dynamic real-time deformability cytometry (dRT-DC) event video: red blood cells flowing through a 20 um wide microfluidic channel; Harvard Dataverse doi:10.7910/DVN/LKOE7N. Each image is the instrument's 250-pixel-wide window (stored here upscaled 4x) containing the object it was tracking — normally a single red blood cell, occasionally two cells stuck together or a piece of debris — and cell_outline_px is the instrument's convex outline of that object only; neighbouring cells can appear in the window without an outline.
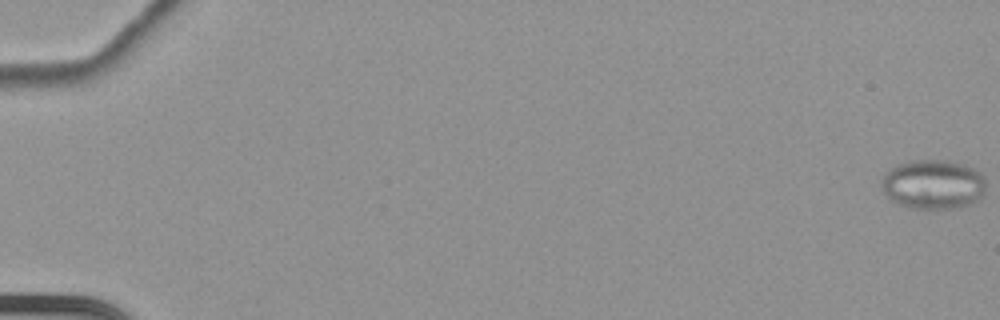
{"species": "common noctule bat (a hibernating species)", "species_latin": "Nyctalus noctula", "temperature_condition": "cold", "stored_images_in_passage": 66, "camera_frame_rate_fps": 3000, "um_per_image_px": 0.085, "animal": {"sex": "female", "body_mass_g": 22.7, "forearm_length_mm": 54.2}, "frame": {"image": 1, "passage_image": 1, "time_ms": 0.0, "image_size_px": [1000, 320], "cell_outline_px": [[984, 192], [980, 200], [956, 208], [908, 208], [892, 200], [884, 192], [880, 184], [880, 180], [884, 172], [896, 164], [912, 160], [948, 160], [964, 164], [980, 172], [984, 176]], "centroid_in_image_um": [79.29, 15.65], "position_along_channel_um": 5.7, "area_um2": 30.35}}
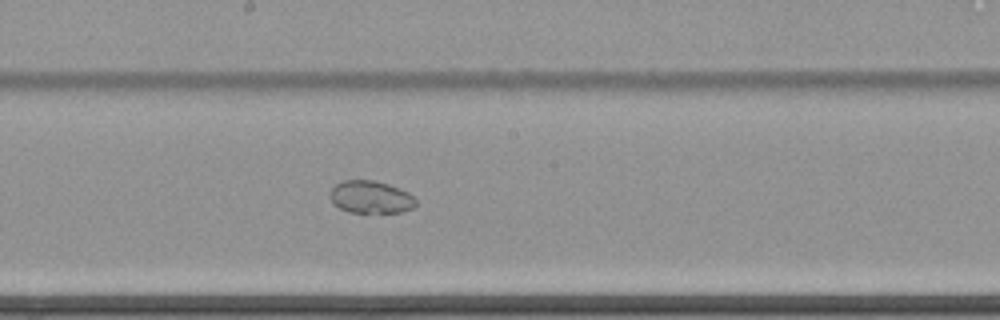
{"frame": {"image": 2, "passage_image": 40, "time_ms": 13.0, "image_size_px": [1000, 320], "cell_outline_px": [[416, 204], [412, 208], [400, 212], [348, 212], [340, 208], [332, 200], [332, 188], [336, 184], [344, 180], [372, 180], [388, 184], [408, 192], [416, 200]], "centroid_in_image_um": [31.54, 16.75], "position_along_channel_um": 216.7, "area_um2": 15.9}}
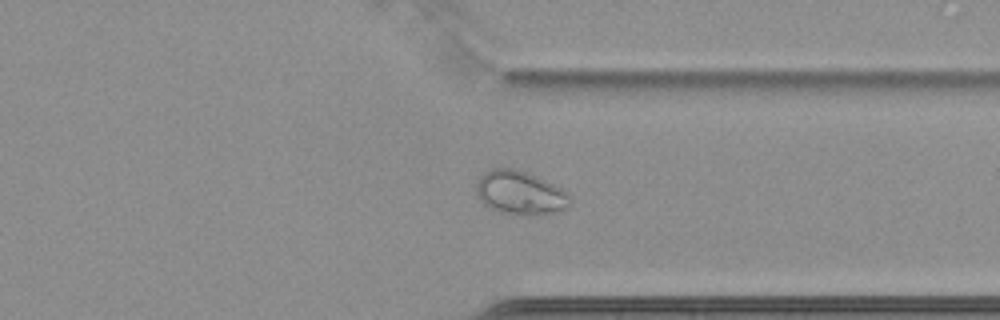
{"frame": {"image": 3, "passage_image": 53, "time_ms": 17.333, "image_size_px": [1000, 320], "cell_outline_px": [[572, 204], [568, 208], [556, 212], [532, 216], [524, 216], [500, 212], [484, 204], [480, 200], [476, 192], [476, 184], [480, 176], [492, 168], [512, 168], [536, 176], [568, 192], [572, 200]], "centroid_in_image_um": [44.24, 16.42], "position_along_channel_um": 367.2, "area_um2": 23.99}, "authors_computed_cell_mechanics": {"area_um2": 26.299, "velocity_mm_per_s": 3.4561, "shape_relaxation_time_tau1_ms": null, "shape_relaxation_time_tau2_ms": 5.1358, "deformation_change_tau1": null, "deformation_change_tau2": 0.0441}}